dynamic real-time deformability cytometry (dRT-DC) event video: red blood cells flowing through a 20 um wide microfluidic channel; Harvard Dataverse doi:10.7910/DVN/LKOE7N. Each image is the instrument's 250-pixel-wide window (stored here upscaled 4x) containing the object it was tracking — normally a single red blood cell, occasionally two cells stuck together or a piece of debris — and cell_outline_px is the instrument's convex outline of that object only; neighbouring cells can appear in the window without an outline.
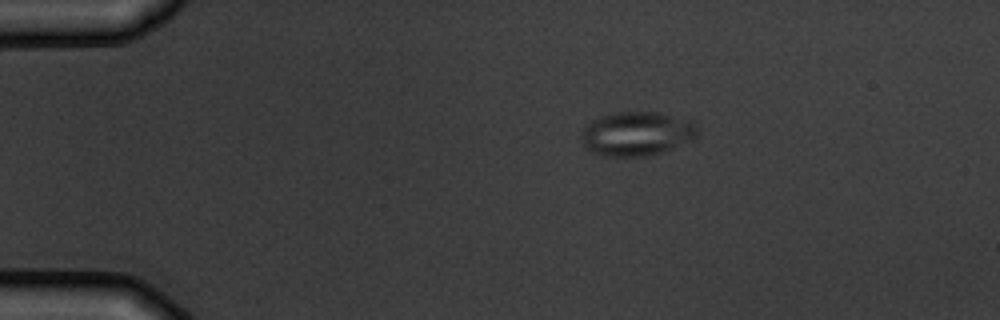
{"species": "common noctule bat (a hibernating species)", "species_latin": "Nyctalus noctula", "temperature_condition": "warm", "stored_images_in_passage": 2, "camera_frame_rate_fps": 3000, "um_per_image_px": 0.085, "animal": {"sex": "male", "body_mass_g": 19.5, "forearm_length_mm": 54.6}, "frame": {"image": 1, "passage_image": 2, "time_ms": 2.0, "image_size_px": [1000, 320], "cell_outline_px": [[696, 136], [692, 140], [660, 152], [644, 156], [604, 156], [592, 152], [584, 144], [580, 132], [592, 120], [600, 116], [612, 112], [656, 112], [696, 120]], "centroid_in_image_um": [54.13, 11.34], "position_along_channel_um": 30.9, "area_um2": 29.77}}